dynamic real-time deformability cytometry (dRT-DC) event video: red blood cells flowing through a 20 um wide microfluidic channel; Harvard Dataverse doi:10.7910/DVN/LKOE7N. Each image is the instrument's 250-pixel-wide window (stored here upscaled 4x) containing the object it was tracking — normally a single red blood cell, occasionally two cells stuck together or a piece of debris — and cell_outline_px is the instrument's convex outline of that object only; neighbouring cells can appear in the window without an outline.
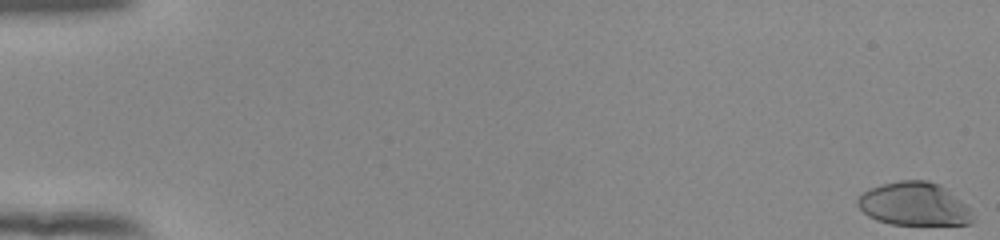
{"species": "human", "species_latin": "Homo sapiens", "temperature_condition": "room temperature", "stored_images_in_passage": 55, "camera_frame_rate_fps": 3000, "um_per_image_px": 0.085, "donor": {"sex": "female"}, "frame": {"image": 1, "passage_image": 1, "time_ms": 0.0, "image_size_px": [1000, 240], "cell_outline_px": [[976, 220], [972, 224], [892, 224], [876, 220], [868, 216], [856, 204], [856, 200], [864, 192], [872, 188], [884, 184], [900, 180], [928, 180], [940, 184], [968, 204]], "centroid_in_image_um": [77.77, 17.35], "position_along_channel_um": 7.2, "area_um2": 29.19}}
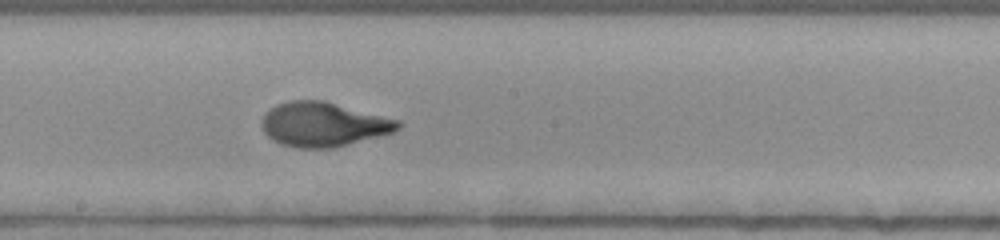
{"frame": {"image": 2, "passage_image": 32, "time_ms": 10.333, "image_size_px": [1000, 240], "cell_outline_px": [[404, 124], [400, 128], [392, 132], [348, 144], [332, 148], [296, 148], [280, 144], [272, 140], [264, 132], [260, 124], [264, 112], [276, 104], [288, 100], [324, 100], [400, 120]], "centroid_in_image_um": [27.45, 10.56], "position_along_channel_um": 220.8, "area_um2": 35.49}}
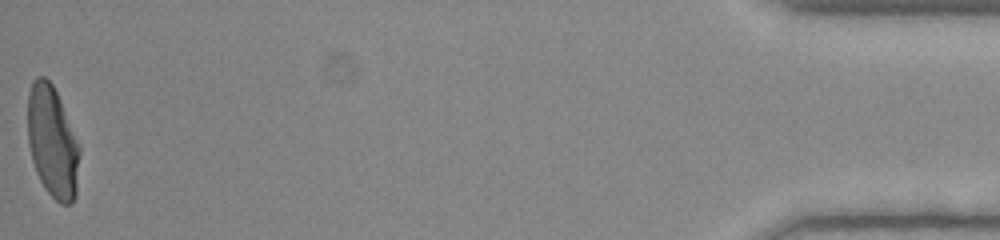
{"frame": {"image": 3, "passage_image": 55, "time_ms": 18.0, "image_size_px": [1000, 240], "cell_outline_px": [[80, 152], [76, 196], [72, 204], [60, 204], [44, 188], [36, 172], [32, 160], [28, 144], [28, 92], [32, 80], [36, 76], [44, 76], [52, 84], [60, 100], [80, 148]], "centroid_in_image_um": [4.45, 12.08], "position_along_channel_um": 430.8, "area_um2": 33.76}, "authors_computed_cell_mechanics": {"area_um2": 33.4084, "velocity_mm_per_s": 3.9067, "shape_relaxation_time_tau1_ms": 4.6908, "shape_relaxation_time_tau2_ms": 0.9848, "deformation_change_tau1": 0.2507, "deformation_change_tau2": 0.0516}}